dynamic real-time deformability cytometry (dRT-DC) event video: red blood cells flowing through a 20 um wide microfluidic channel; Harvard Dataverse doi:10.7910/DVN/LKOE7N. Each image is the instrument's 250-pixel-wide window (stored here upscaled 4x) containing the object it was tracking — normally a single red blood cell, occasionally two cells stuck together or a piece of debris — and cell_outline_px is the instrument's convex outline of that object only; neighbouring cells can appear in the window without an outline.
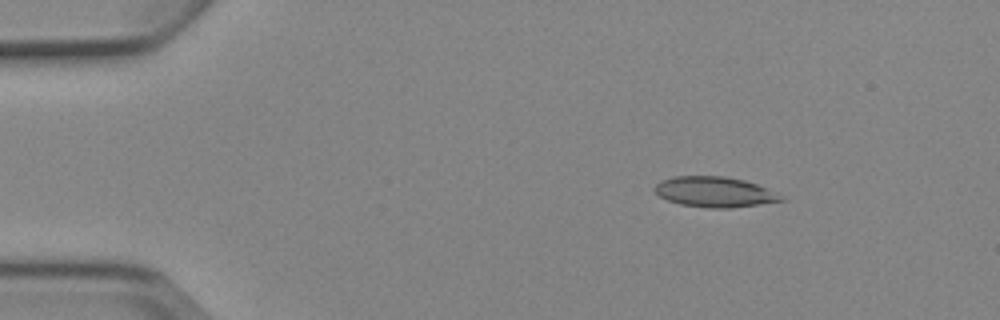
{"species": "Egyptian fruit bat (a non-hibernating species)", "species_latin": "Rousettus aegyptiacus", "temperature_condition": "cold", "stored_images_in_passage": 6, "camera_frame_rate_fps": 3000, "um_per_image_px": 0.085, "animal": {"sex": "female"}, "frame": {"image": 1, "passage_image": 3, "time_ms": 2.333, "image_size_px": [1000, 320], "cell_outline_px": [[788, 200], [728, 208], [708, 208], [680, 204], [668, 200], [660, 196], [652, 188], [660, 180], [676, 176], [724, 176], [744, 180], [768, 188]], "centroid_in_image_um": [60.73, 16.31], "position_along_channel_um": 24.3, "area_um2": 22.31}}
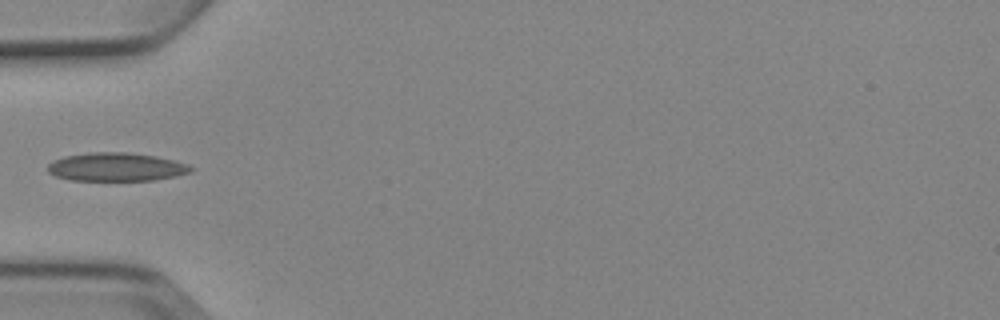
{"frame": {"image": 2, "passage_image": 5, "time_ms": 5.667, "image_size_px": [1000, 320], "cell_outline_px": [[196, 168], [192, 172], [176, 176], [156, 180], [68, 180], [56, 176], [48, 172], [48, 164], [52, 160], [64, 156], [88, 152], [128, 152], [156, 156], [176, 160], [188, 164]], "centroid_in_image_um": [9.91, 14.18], "position_along_channel_um": 75.1, "area_um2": 24.04}}
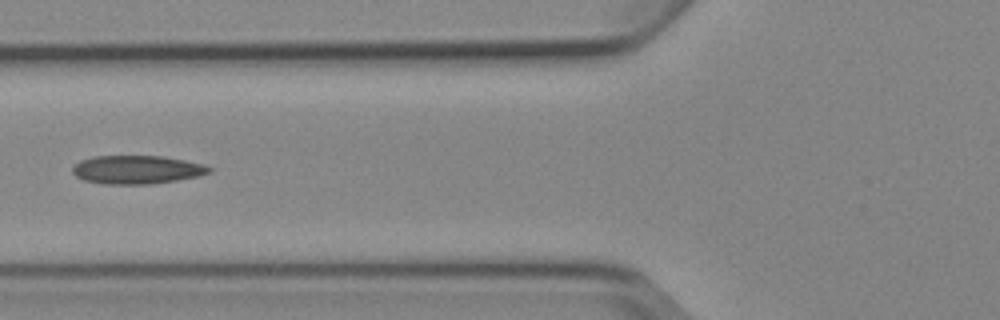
{"frame": {"image": 3, "passage_image": 6, "time_ms": 6.667, "image_size_px": [1000, 320], "cell_outline_px": [[212, 172], [200, 176], [176, 180], [148, 184], [104, 184], [84, 180], [76, 176], [72, 172], [72, 168], [80, 160], [92, 156], [164, 156], [204, 164], [212, 168]], "centroid_in_image_um": [11.65, 14.42], "position_along_channel_um": 114.2, "area_um2": 22.72}}